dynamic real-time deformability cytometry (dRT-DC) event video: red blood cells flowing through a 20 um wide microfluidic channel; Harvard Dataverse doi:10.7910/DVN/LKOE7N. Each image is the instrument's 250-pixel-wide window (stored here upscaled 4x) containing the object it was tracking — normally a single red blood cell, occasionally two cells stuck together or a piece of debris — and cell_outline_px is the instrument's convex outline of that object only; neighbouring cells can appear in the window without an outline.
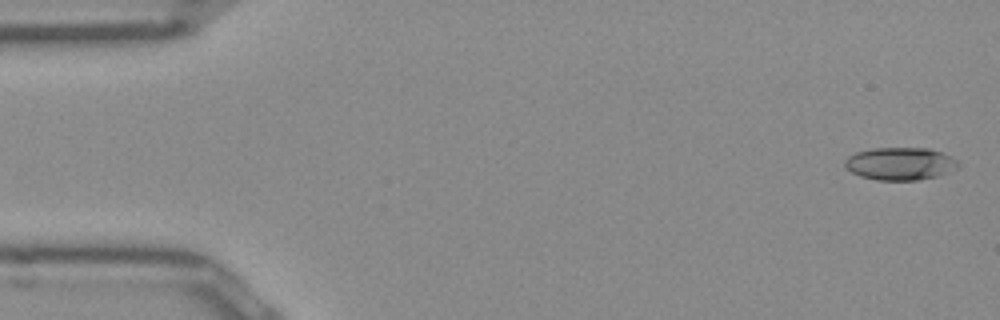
{"species": "Egyptian fruit bat (a non-hibernating species)", "species_latin": "Rousettus aegyptiacus", "temperature_condition": "room temperature", "stored_images_in_passage": 50, "camera_frame_rate_fps": 3000, "um_per_image_px": 0.085, "frame": {"image": 1, "passage_image": 1, "time_ms": 0.0, "image_size_px": [1000, 320], "cell_outline_px": [[960, 168], [936, 176], [920, 180], [876, 180], [860, 176], [852, 172], [844, 164], [844, 160], [848, 156], [856, 152], [872, 148], [928, 148], [940, 152], [956, 160], [960, 164]], "centroid_in_image_um": [76.51, 13.92], "position_along_channel_um": 8.5, "area_um2": 21.56}}
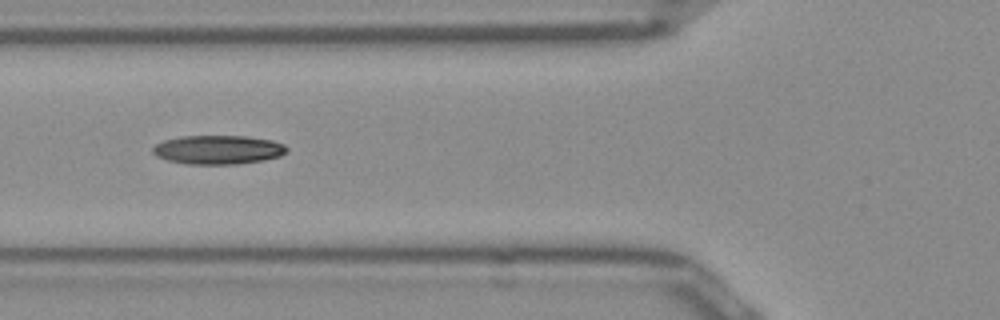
{"frame": {"image": 2, "passage_image": 18, "time_ms": 5.667, "image_size_px": [1000, 320], "cell_outline_px": [[288, 152], [280, 156], [264, 160], [236, 164], [188, 164], [168, 160], [156, 156], [152, 152], [152, 148], [156, 144], [164, 140], [180, 136], [244, 136], [272, 140], [284, 144], [288, 148]], "centroid_in_image_um": [18.55, 12.72], "position_along_channel_um": 107.3, "area_um2": 22.66}}
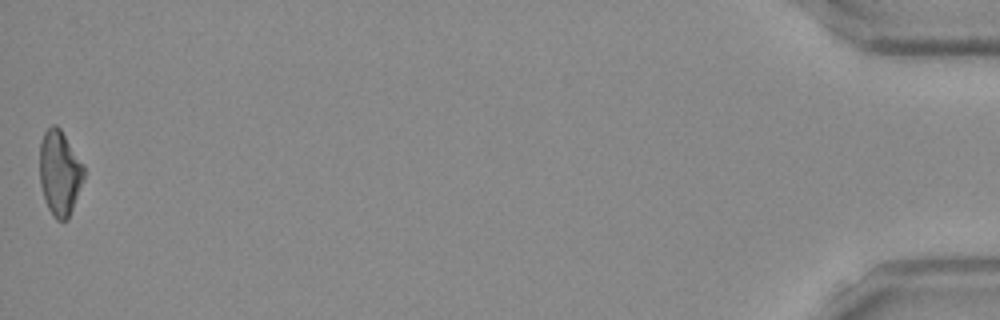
{"frame": {"image": 3, "passage_image": 50, "time_ms": 16.333, "image_size_px": [1000, 320], "cell_outline_px": [[84, 180], [68, 220], [56, 220], [52, 216], [44, 200], [40, 184], [40, 140], [44, 132], [52, 124], [56, 124], [60, 128], [84, 164]], "centroid_in_image_um": [5.07, 14.7], "position_along_channel_um": 430.1, "area_um2": 22.2}, "authors_computed_cell_mechanics": {"area_um2": 21.964, "velocity_mm_per_s": 3.9825, "shape_relaxation_time_tau1_ms": null, "shape_relaxation_time_tau2_ms": 7.0632, "deformation_change_tau1": null, "deformation_change_tau2": 0.1451}}